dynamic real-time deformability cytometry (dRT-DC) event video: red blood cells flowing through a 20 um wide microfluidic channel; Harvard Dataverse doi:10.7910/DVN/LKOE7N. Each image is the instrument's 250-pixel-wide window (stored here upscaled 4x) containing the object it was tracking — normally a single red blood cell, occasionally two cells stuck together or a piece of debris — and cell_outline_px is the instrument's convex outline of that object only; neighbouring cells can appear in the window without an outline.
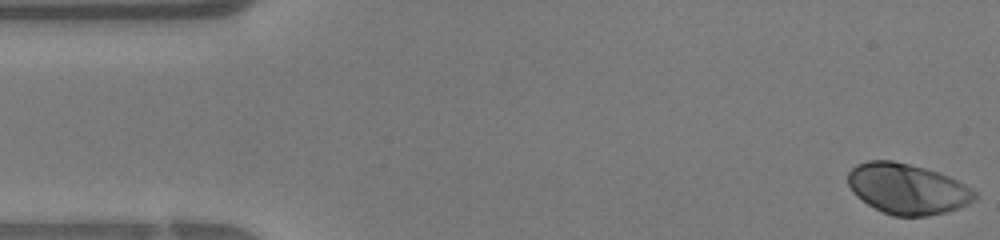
{"species": "human", "species_latin": "Homo sapiens", "temperature_condition": "warm", "stored_images_in_passage": 39, "camera_frame_rate_fps": 3000, "um_per_image_px": 0.085, "donor": {"sex": "female"}, "frame": {"image": 1, "passage_image": 1, "time_ms": 0.0, "image_size_px": [1000, 240], "cell_outline_px": [[980, 196], [976, 200], [968, 204], [944, 212], [924, 216], [892, 216], [868, 204], [856, 196], [852, 192], [848, 184], [848, 172], [856, 164], [868, 160], [892, 160], [940, 172], [972, 188]], "centroid_in_image_um": [77.13, 16.04], "position_along_channel_um": 7.9, "area_um2": 37.34}}
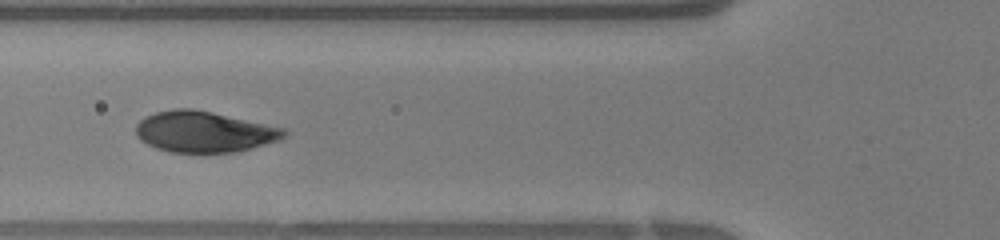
{"frame": {"image": 2, "passage_image": 14, "time_ms": 4.333, "image_size_px": [1000, 240], "cell_outline_px": [[288, 132], [280, 140], [236, 152], [168, 152], [156, 148], [140, 140], [136, 136], [136, 124], [144, 116], [156, 112], [176, 108], [192, 108], [212, 112], [284, 128]], "centroid_in_image_um": [17.32, 11.2], "position_along_channel_um": 108.5, "area_um2": 35.32}}
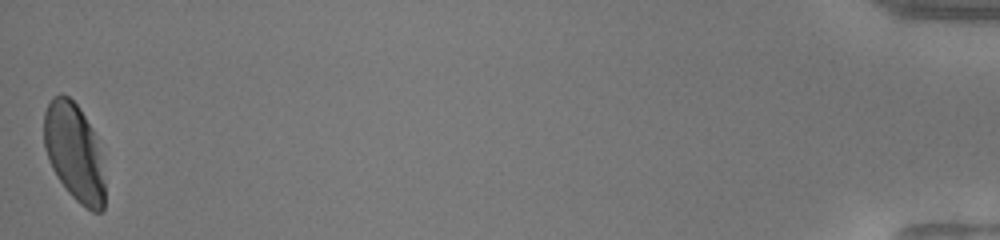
{"frame": {"image": 3, "passage_image": 39, "time_ms": 12.667, "image_size_px": [1000, 240], "cell_outline_px": [[104, 208], [100, 212], [92, 212], [84, 208], [68, 192], [52, 168], [48, 160], [44, 148], [44, 112], [52, 96], [60, 92], [68, 96], [80, 108], [92, 128], [104, 184]], "centroid_in_image_um": [6.26, 12.92], "position_along_channel_um": 428.9, "area_um2": 34.1}}